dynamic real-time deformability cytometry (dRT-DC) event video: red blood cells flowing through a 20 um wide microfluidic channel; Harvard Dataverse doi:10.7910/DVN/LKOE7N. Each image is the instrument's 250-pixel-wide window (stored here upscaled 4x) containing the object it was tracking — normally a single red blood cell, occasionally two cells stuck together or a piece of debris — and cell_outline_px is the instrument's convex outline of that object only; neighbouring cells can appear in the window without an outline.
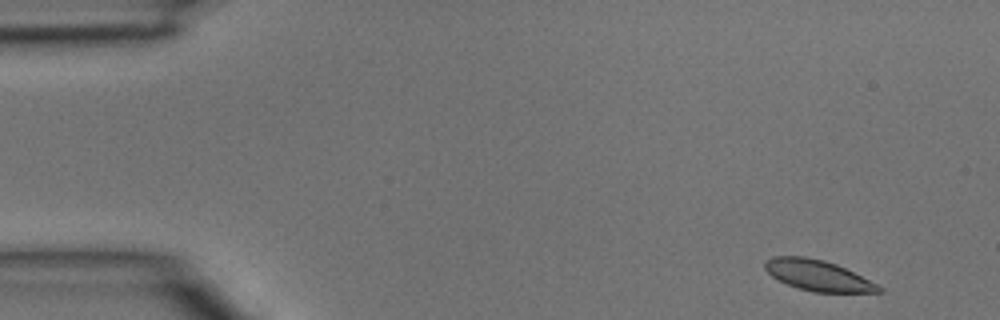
{"species": "common noctule bat (a hibernating species)", "species_latin": "Nyctalus noctula", "temperature_condition": "room temperature", "stored_images_in_passage": 3, "camera_frame_rate_fps": 3000, "um_per_image_px": 0.085, "animal": {"sex": "male", "body_mass_g": 15.6}, "frame": {"image": 1, "passage_image": 1, "time_ms": 0.0, "image_size_px": [1000, 320], "cell_outline_px": [[884, 292], [812, 292], [788, 284], [772, 276], [764, 268], [764, 260], [772, 256], [804, 256], [824, 260], [836, 264], [884, 288]], "centroid_in_image_um": [69.49, 23.4], "position_along_channel_um": 15.5, "area_um2": 20.11}}